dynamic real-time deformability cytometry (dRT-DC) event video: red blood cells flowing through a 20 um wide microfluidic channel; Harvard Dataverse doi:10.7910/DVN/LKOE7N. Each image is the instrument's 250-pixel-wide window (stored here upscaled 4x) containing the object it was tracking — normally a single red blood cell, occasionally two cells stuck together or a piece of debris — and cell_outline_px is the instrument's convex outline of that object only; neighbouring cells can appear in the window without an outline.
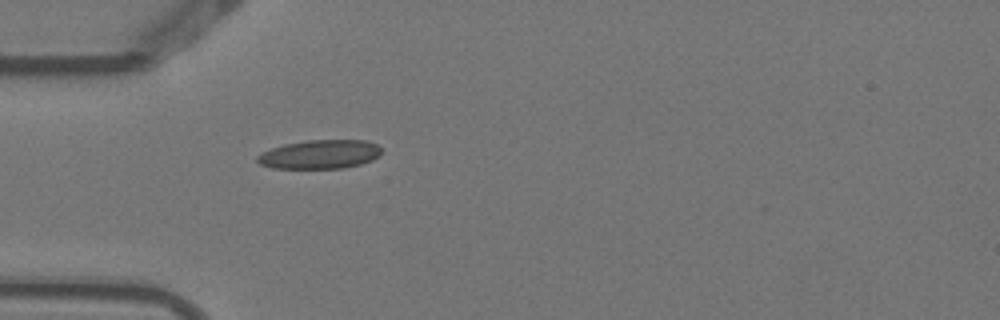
{"species": "Egyptian fruit bat (a non-hibernating species)", "species_latin": "Rousettus aegyptiacus", "temperature_condition": "warm", "stored_images_in_passage": 1, "camera_frame_rate_fps": 3000, "um_per_image_px": 0.085, "animal": {"sex": "female"}, "frame": {"image": 1, "passage_image": 1, "time_ms": 0.0, "image_size_px": [1000, 320], "cell_outline_px": [[380, 156], [372, 160], [360, 164], [340, 168], [272, 168], [260, 164], [256, 160], [256, 156], [260, 152], [284, 144], [308, 140], [364, 140], [376, 144], [380, 148]], "centroid_in_image_um": [27.16, 13.11], "position_along_channel_um": 57.8, "area_um2": 20.87}}